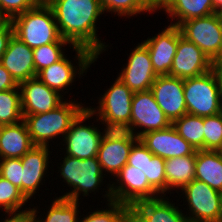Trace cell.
Wrapping results in <instances>:
<instances>
[{
	"instance_id": "obj_6",
	"label": "cell",
	"mask_w": 222,
	"mask_h": 222,
	"mask_svg": "<svg viewBox=\"0 0 222 222\" xmlns=\"http://www.w3.org/2000/svg\"><path fill=\"white\" fill-rule=\"evenodd\" d=\"M62 164H60V175L63 181L72 188V191L66 192L60 196L62 198L70 199L71 201H78L80 193L83 196H89V193L99 190L103 182V171L97 157L88 159H79L64 155Z\"/></svg>"
},
{
	"instance_id": "obj_43",
	"label": "cell",
	"mask_w": 222,
	"mask_h": 222,
	"mask_svg": "<svg viewBox=\"0 0 222 222\" xmlns=\"http://www.w3.org/2000/svg\"><path fill=\"white\" fill-rule=\"evenodd\" d=\"M215 13L222 12V0H212Z\"/></svg>"
},
{
	"instance_id": "obj_36",
	"label": "cell",
	"mask_w": 222,
	"mask_h": 222,
	"mask_svg": "<svg viewBox=\"0 0 222 222\" xmlns=\"http://www.w3.org/2000/svg\"><path fill=\"white\" fill-rule=\"evenodd\" d=\"M22 161L21 158L0 159V176L6 178L22 192Z\"/></svg>"
},
{
	"instance_id": "obj_12",
	"label": "cell",
	"mask_w": 222,
	"mask_h": 222,
	"mask_svg": "<svg viewBox=\"0 0 222 222\" xmlns=\"http://www.w3.org/2000/svg\"><path fill=\"white\" fill-rule=\"evenodd\" d=\"M181 190L188 202L190 222H219L220 192L197 179Z\"/></svg>"
},
{
	"instance_id": "obj_47",
	"label": "cell",
	"mask_w": 222,
	"mask_h": 222,
	"mask_svg": "<svg viewBox=\"0 0 222 222\" xmlns=\"http://www.w3.org/2000/svg\"><path fill=\"white\" fill-rule=\"evenodd\" d=\"M163 0H150V2L157 7Z\"/></svg>"
},
{
	"instance_id": "obj_45",
	"label": "cell",
	"mask_w": 222,
	"mask_h": 222,
	"mask_svg": "<svg viewBox=\"0 0 222 222\" xmlns=\"http://www.w3.org/2000/svg\"><path fill=\"white\" fill-rule=\"evenodd\" d=\"M219 222H222V192L220 193L219 201Z\"/></svg>"
},
{
	"instance_id": "obj_3",
	"label": "cell",
	"mask_w": 222,
	"mask_h": 222,
	"mask_svg": "<svg viewBox=\"0 0 222 222\" xmlns=\"http://www.w3.org/2000/svg\"><path fill=\"white\" fill-rule=\"evenodd\" d=\"M80 102L65 101L56 109L40 114L23 115L30 138L34 146H48L50 139L65 137L72 121L83 109Z\"/></svg>"
},
{
	"instance_id": "obj_18",
	"label": "cell",
	"mask_w": 222,
	"mask_h": 222,
	"mask_svg": "<svg viewBox=\"0 0 222 222\" xmlns=\"http://www.w3.org/2000/svg\"><path fill=\"white\" fill-rule=\"evenodd\" d=\"M145 147L163 159L193 155L196 150L172 126L144 133L139 137Z\"/></svg>"
},
{
	"instance_id": "obj_19",
	"label": "cell",
	"mask_w": 222,
	"mask_h": 222,
	"mask_svg": "<svg viewBox=\"0 0 222 222\" xmlns=\"http://www.w3.org/2000/svg\"><path fill=\"white\" fill-rule=\"evenodd\" d=\"M146 45L152 67L157 76L169 75L178 45V26L168 25L152 38H147Z\"/></svg>"
},
{
	"instance_id": "obj_29",
	"label": "cell",
	"mask_w": 222,
	"mask_h": 222,
	"mask_svg": "<svg viewBox=\"0 0 222 222\" xmlns=\"http://www.w3.org/2000/svg\"><path fill=\"white\" fill-rule=\"evenodd\" d=\"M23 120L19 85L0 92V126L15 124Z\"/></svg>"
},
{
	"instance_id": "obj_1",
	"label": "cell",
	"mask_w": 222,
	"mask_h": 222,
	"mask_svg": "<svg viewBox=\"0 0 222 222\" xmlns=\"http://www.w3.org/2000/svg\"><path fill=\"white\" fill-rule=\"evenodd\" d=\"M61 37L72 46L88 49L97 58L108 45L99 40L96 23L104 14L99 0H47Z\"/></svg>"
},
{
	"instance_id": "obj_42",
	"label": "cell",
	"mask_w": 222,
	"mask_h": 222,
	"mask_svg": "<svg viewBox=\"0 0 222 222\" xmlns=\"http://www.w3.org/2000/svg\"><path fill=\"white\" fill-rule=\"evenodd\" d=\"M213 69L216 72L219 83H220V91H221V99H222V61L220 62H215L213 64Z\"/></svg>"
},
{
	"instance_id": "obj_14",
	"label": "cell",
	"mask_w": 222,
	"mask_h": 222,
	"mask_svg": "<svg viewBox=\"0 0 222 222\" xmlns=\"http://www.w3.org/2000/svg\"><path fill=\"white\" fill-rule=\"evenodd\" d=\"M213 62L193 42L182 36L178 27V45L169 76L191 78L213 69Z\"/></svg>"
},
{
	"instance_id": "obj_10",
	"label": "cell",
	"mask_w": 222,
	"mask_h": 222,
	"mask_svg": "<svg viewBox=\"0 0 222 222\" xmlns=\"http://www.w3.org/2000/svg\"><path fill=\"white\" fill-rule=\"evenodd\" d=\"M72 48L76 52L75 59L78 60L77 65L79 68L73 66L74 63L64 55L59 61L40 70L36 75L40 81L59 94H61V91L68 90L67 87H70V85L72 86L77 74L79 75L78 78H80L83 73L87 72L90 65L97 61V57L88 49L77 46H72Z\"/></svg>"
},
{
	"instance_id": "obj_28",
	"label": "cell",
	"mask_w": 222,
	"mask_h": 222,
	"mask_svg": "<svg viewBox=\"0 0 222 222\" xmlns=\"http://www.w3.org/2000/svg\"><path fill=\"white\" fill-rule=\"evenodd\" d=\"M172 126L195 150H204V117L185 114Z\"/></svg>"
},
{
	"instance_id": "obj_33",
	"label": "cell",
	"mask_w": 222,
	"mask_h": 222,
	"mask_svg": "<svg viewBox=\"0 0 222 222\" xmlns=\"http://www.w3.org/2000/svg\"><path fill=\"white\" fill-rule=\"evenodd\" d=\"M71 44L69 42H55L47 45L39 46L33 49V61L35 65L36 75L37 73L59 61L65 53L62 50L65 45Z\"/></svg>"
},
{
	"instance_id": "obj_41",
	"label": "cell",
	"mask_w": 222,
	"mask_h": 222,
	"mask_svg": "<svg viewBox=\"0 0 222 222\" xmlns=\"http://www.w3.org/2000/svg\"><path fill=\"white\" fill-rule=\"evenodd\" d=\"M9 216L1 222H32L28 212L20 214H8Z\"/></svg>"
},
{
	"instance_id": "obj_44",
	"label": "cell",
	"mask_w": 222,
	"mask_h": 222,
	"mask_svg": "<svg viewBox=\"0 0 222 222\" xmlns=\"http://www.w3.org/2000/svg\"><path fill=\"white\" fill-rule=\"evenodd\" d=\"M127 222H142L131 210L127 217Z\"/></svg>"
},
{
	"instance_id": "obj_46",
	"label": "cell",
	"mask_w": 222,
	"mask_h": 222,
	"mask_svg": "<svg viewBox=\"0 0 222 222\" xmlns=\"http://www.w3.org/2000/svg\"><path fill=\"white\" fill-rule=\"evenodd\" d=\"M220 18V26H221V33H222V12L219 13ZM221 61H222V42H221Z\"/></svg>"
},
{
	"instance_id": "obj_9",
	"label": "cell",
	"mask_w": 222,
	"mask_h": 222,
	"mask_svg": "<svg viewBox=\"0 0 222 222\" xmlns=\"http://www.w3.org/2000/svg\"><path fill=\"white\" fill-rule=\"evenodd\" d=\"M93 116L94 114L86 107L72 121L68 132L62 139L65 143L63 146L65 145L66 155L79 159L97 156L101 139L107 129L104 128V132H100V129L94 125L83 124Z\"/></svg>"
},
{
	"instance_id": "obj_11",
	"label": "cell",
	"mask_w": 222,
	"mask_h": 222,
	"mask_svg": "<svg viewBox=\"0 0 222 222\" xmlns=\"http://www.w3.org/2000/svg\"><path fill=\"white\" fill-rule=\"evenodd\" d=\"M138 139L127 130L107 129L96 156L102 171L116 176L127 164L131 148Z\"/></svg>"
},
{
	"instance_id": "obj_4",
	"label": "cell",
	"mask_w": 222,
	"mask_h": 222,
	"mask_svg": "<svg viewBox=\"0 0 222 222\" xmlns=\"http://www.w3.org/2000/svg\"><path fill=\"white\" fill-rule=\"evenodd\" d=\"M187 114L209 117L222 112L220 83L214 69L196 77L184 79Z\"/></svg>"
},
{
	"instance_id": "obj_20",
	"label": "cell",
	"mask_w": 222,
	"mask_h": 222,
	"mask_svg": "<svg viewBox=\"0 0 222 222\" xmlns=\"http://www.w3.org/2000/svg\"><path fill=\"white\" fill-rule=\"evenodd\" d=\"M0 63L11 74L18 85L36 77L33 49L23 43L14 34L9 40Z\"/></svg>"
},
{
	"instance_id": "obj_34",
	"label": "cell",
	"mask_w": 222,
	"mask_h": 222,
	"mask_svg": "<svg viewBox=\"0 0 222 222\" xmlns=\"http://www.w3.org/2000/svg\"><path fill=\"white\" fill-rule=\"evenodd\" d=\"M145 176L159 194L166 196L165 159L156 155L146 157Z\"/></svg>"
},
{
	"instance_id": "obj_32",
	"label": "cell",
	"mask_w": 222,
	"mask_h": 222,
	"mask_svg": "<svg viewBox=\"0 0 222 222\" xmlns=\"http://www.w3.org/2000/svg\"><path fill=\"white\" fill-rule=\"evenodd\" d=\"M106 204L108 208L102 210L97 209L82 219L78 218L77 222H127V217L130 212L128 205L115 201Z\"/></svg>"
},
{
	"instance_id": "obj_2",
	"label": "cell",
	"mask_w": 222,
	"mask_h": 222,
	"mask_svg": "<svg viewBox=\"0 0 222 222\" xmlns=\"http://www.w3.org/2000/svg\"><path fill=\"white\" fill-rule=\"evenodd\" d=\"M14 35L32 49L55 42H68L59 33L52 8L46 2L11 19Z\"/></svg>"
},
{
	"instance_id": "obj_40",
	"label": "cell",
	"mask_w": 222,
	"mask_h": 222,
	"mask_svg": "<svg viewBox=\"0 0 222 222\" xmlns=\"http://www.w3.org/2000/svg\"><path fill=\"white\" fill-rule=\"evenodd\" d=\"M18 86L11 74L0 63V92L14 89Z\"/></svg>"
},
{
	"instance_id": "obj_39",
	"label": "cell",
	"mask_w": 222,
	"mask_h": 222,
	"mask_svg": "<svg viewBox=\"0 0 222 222\" xmlns=\"http://www.w3.org/2000/svg\"><path fill=\"white\" fill-rule=\"evenodd\" d=\"M14 34V28L11 20L0 21V61L5 53L9 40Z\"/></svg>"
},
{
	"instance_id": "obj_26",
	"label": "cell",
	"mask_w": 222,
	"mask_h": 222,
	"mask_svg": "<svg viewBox=\"0 0 222 222\" xmlns=\"http://www.w3.org/2000/svg\"><path fill=\"white\" fill-rule=\"evenodd\" d=\"M196 152L193 155L165 160L166 193L182 189L195 179ZM179 188V189H178Z\"/></svg>"
},
{
	"instance_id": "obj_17",
	"label": "cell",
	"mask_w": 222,
	"mask_h": 222,
	"mask_svg": "<svg viewBox=\"0 0 222 222\" xmlns=\"http://www.w3.org/2000/svg\"><path fill=\"white\" fill-rule=\"evenodd\" d=\"M19 88L23 115L46 113L64 102L63 95L49 88L37 77L20 83Z\"/></svg>"
},
{
	"instance_id": "obj_16",
	"label": "cell",
	"mask_w": 222,
	"mask_h": 222,
	"mask_svg": "<svg viewBox=\"0 0 222 222\" xmlns=\"http://www.w3.org/2000/svg\"><path fill=\"white\" fill-rule=\"evenodd\" d=\"M128 56L126 67L117 77L134 93L149 91L157 75L146 45L143 42L139 43Z\"/></svg>"
},
{
	"instance_id": "obj_5",
	"label": "cell",
	"mask_w": 222,
	"mask_h": 222,
	"mask_svg": "<svg viewBox=\"0 0 222 222\" xmlns=\"http://www.w3.org/2000/svg\"><path fill=\"white\" fill-rule=\"evenodd\" d=\"M133 94L134 92L117 77L102 97H99V105L88 109L98 116L99 119L96 120L105 124L106 129L130 132Z\"/></svg>"
},
{
	"instance_id": "obj_38",
	"label": "cell",
	"mask_w": 222,
	"mask_h": 222,
	"mask_svg": "<svg viewBox=\"0 0 222 222\" xmlns=\"http://www.w3.org/2000/svg\"><path fill=\"white\" fill-rule=\"evenodd\" d=\"M153 154L138 139L132 146L127 165L138 168L145 174L146 157H152Z\"/></svg>"
},
{
	"instance_id": "obj_22",
	"label": "cell",
	"mask_w": 222,
	"mask_h": 222,
	"mask_svg": "<svg viewBox=\"0 0 222 222\" xmlns=\"http://www.w3.org/2000/svg\"><path fill=\"white\" fill-rule=\"evenodd\" d=\"M161 195L135 203L130 210L142 222H190L183 210Z\"/></svg>"
},
{
	"instance_id": "obj_23",
	"label": "cell",
	"mask_w": 222,
	"mask_h": 222,
	"mask_svg": "<svg viewBox=\"0 0 222 222\" xmlns=\"http://www.w3.org/2000/svg\"><path fill=\"white\" fill-rule=\"evenodd\" d=\"M34 144L24 120L0 126V159L21 158Z\"/></svg>"
},
{
	"instance_id": "obj_8",
	"label": "cell",
	"mask_w": 222,
	"mask_h": 222,
	"mask_svg": "<svg viewBox=\"0 0 222 222\" xmlns=\"http://www.w3.org/2000/svg\"><path fill=\"white\" fill-rule=\"evenodd\" d=\"M178 27L182 36L197 45L213 63L221 61L219 13L184 21Z\"/></svg>"
},
{
	"instance_id": "obj_37",
	"label": "cell",
	"mask_w": 222,
	"mask_h": 222,
	"mask_svg": "<svg viewBox=\"0 0 222 222\" xmlns=\"http://www.w3.org/2000/svg\"><path fill=\"white\" fill-rule=\"evenodd\" d=\"M39 0H0V18L11 20L18 14L35 7Z\"/></svg>"
},
{
	"instance_id": "obj_15",
	"label": "cell",
	"mask_w": 222,
	"mask_h": 222,
	"mask_svg": "<svg viewBox=\"0 0 222 222\" xmlns=\"http://www.w3.org/2000/svg\"><path fill=\"white\" fill-rule=\"evenodd\" d=\"M150 91L171 123L187 114L184 79L169 75L157 76Z\"/></svg>"
},
{
	"instance_id": "obj_31",
	"label": "cell",
	"mask_w": 222,
	"mask_h": 222,
	"mask_svg": "<svg viewBox=\"0 0 222 222\" xmlns=\"http://www.w3.org/2000/svg\"><path fill=\"white\" fill-rule=\"evenodd\" d=\"M28 202L21 190L0 176V207L7 214H20L29 212V209L21 208Z\"/></svg>"
},
{
	"instance_id": "obj_13",
	"label": "cell",
	"mask_w": 222,
	"mask_h": 222,
	"mask_svg": "<svg viewBox=\"0 0 222 222\" xmlns=\"http://www.w3.org/2000/svg\"><path fill=\"white\" fill-rule=\"evenodd\" d=\"M171 124L150 90L133 94L130 133L139 138L146 132L162 130ZM137 128L142 129V131L137 130Z\"/></svg>"
},
{
	"instance_id": "obj_24",
	"label": "cell",
	"mask_w": 222,
	"mask_h": 222,
	"mask_svg": "<svg viewBox=\"0 0 222 222\" xmlns=\"http://www.w3.org/2000/svg\"><path fill=\"white\" fill-rule=\"evenodd\" d=\"M164 10L165 13L176 21L170 25L179 26L182 22L204 17L215 13L212 0H163L156 11Z\"/></svg>"
},
{
	"instance_id": "obj_35",
	"label": "cell",
	"mask_w": 222,
	"mask_h": 222,
	"mask_svg": "<svg viewBox=\"0 0 222 222\" xmlns=\"http://www.w3.org/2000/svg\"><path fill=\"white\" fill-rule=\"evenodd\" d=\"M222 147V112L204 117V150H219Z\"/></svg>"
},
{
	"instance_id": "obj_48",
	"label": "cell",
	"mask_w": 222,
	"mask_h": 222,
	"mask_svg": "<svg viewBox=\"0 0 222 222\" xmlns=\"http://www.w3.org/2000/svg\"><path fill=\"white\" fill-rule=\"evenodd\" d=\"M220 154L222 155V147L219 149Z\"/></svg>"
},
{
	"instance_id": "obj_7",
	"label": "cell",
	"mask_w": 222,
	"mask_h": 222,
	"mask_svg": "<svg viewBox=\"0 0 222 222\" xmlns=\"http://www.w3.org/2000/svg\"><path fill=\"white\" fill-rule=\"evenodd\" d=\"M116 182L108 184L106 197L109 202L115 201L130 208L137 202L154 199L161 196L148 182L145 174L130 165H125L115 176ZM118 184V185H116Z\"/></svg>"
},
{
	"instance_id": "obj_30",
	"label": "cell",
	"mask_w": 222,
	"mask_h": 222,
	"mask_svg": "<svg viewBox=\"0 0 222 222\" xmlns=\"http://www.w3.org/2000/svg\"><path fill=\"white\" fill-rule=\"evenodd\" d=\"M101 7L105 13L113 12L118 16H130L143 14V12H156V7L150 0H99Z\"/></svg>"
},
{
	"instance_id": "obj_25",
	"label": "cell",
	"mask_w": 222,
	"mask_h": 222,
	"mask_svg": "<svg viewBox=\"0 0 222 222\" xmlns=\"http://www.w3.org/2000/svg\"><path fill=\"white\" fill-rule=\"evenodd\" d=\"M195 179L222 192V155L219 150H196Z\"/></svg>"
},
{
	"instance_id": "obj_21",
	"label": "cell",
	"mask_w": 222,
	"mask_h": 222,
	"mask_svg": "<svg viewBox=\"0 0 222 222\" xmlns=\"http://www.w3.org/2000/svg\"><path fill=\"white\" fill-rule=\"evenodd\" d=\"M49 148L48 146H34L21 157L22 193L29 200L37 193L36 190L42 184L44 175L47 174L50 159Z\"/></svg>"
},
{
	"instance_id": "obj_27",
	"label": "cell",
	"mask_w": 222,
	"mask_h": 222,
	"mask_svg": "<svg viewBox=\"0 0 222 222\" xmlns=\"http://www.w3.org/2000/svg\"><path fill=\"white\" fill-rule=\"evenodd\" d=\"M78 207L79 201L56 197L48 209L45 219L37 218L38 211L36 207L32 209L29 207L28 213L32 222H77L79 218Z\"/></svg>"
}]
</instances>
